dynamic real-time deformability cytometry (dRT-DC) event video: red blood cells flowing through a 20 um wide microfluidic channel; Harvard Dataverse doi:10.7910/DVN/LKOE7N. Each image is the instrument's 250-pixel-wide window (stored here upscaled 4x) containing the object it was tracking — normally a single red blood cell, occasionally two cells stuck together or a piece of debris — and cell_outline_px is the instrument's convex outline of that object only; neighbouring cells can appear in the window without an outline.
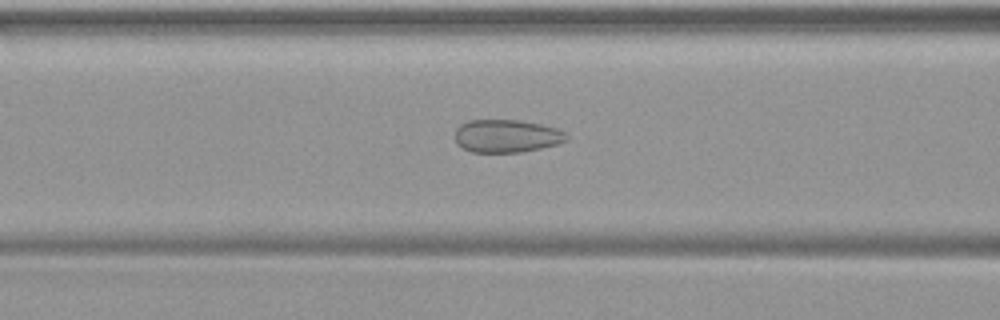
{"species": "common noctule bat (a hibernating species)", "species_latin": "Nyctalus noctula", "temperature_condition": "warm", "stored_images_in_passage": 42, "camera_frame_rate_fps": 3000, "um_per_image_px": 0.085, "animal": {"sex": "female", "body_mass_g": 19.9}, "frame": {"image": 1, "passage_image": 13, "time_ms": 4.0, "image_size_px": [1000, 320], "cell_outline_px": [[568, 140], [556, 144], [540, 148], [520, 152], [472, 152], [456, 144], [456, 128], [460, 124], [468, 120], [520, 120], [540, 124], [556, 128], [564, 132], [568, 136]], "centroid_in_image_um": [43.05, 11.55], "position_along_channel_um": 123.6, "area_um2": 21.33}}
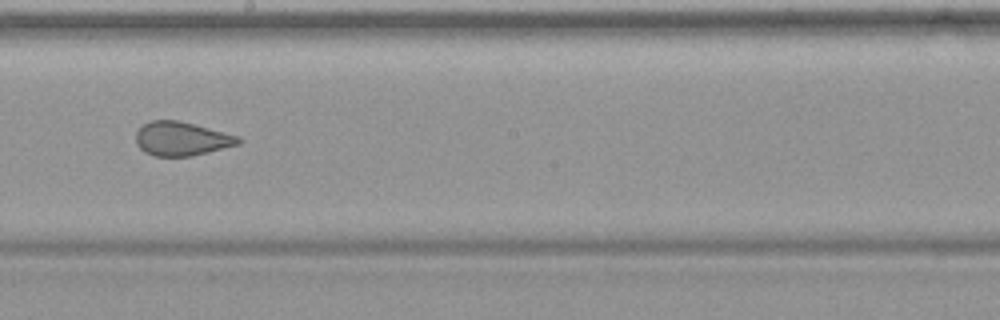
{"frame": {"image": 2, "passage_image": 21, "time_ms": 6.667, "image_size_px": [1000, 320], "cell_outline_px": [[244, 140], [240, 144], [192, 156], [156, 156], [144, 152], [136, 144], [136, 132], [144, 124], [152, 120], [176, 120], [240, 136]], "centroid_in_image_um": [15.45, 11.8], "position_along_channel_um": 232.7, "area_um2": 20.17}}
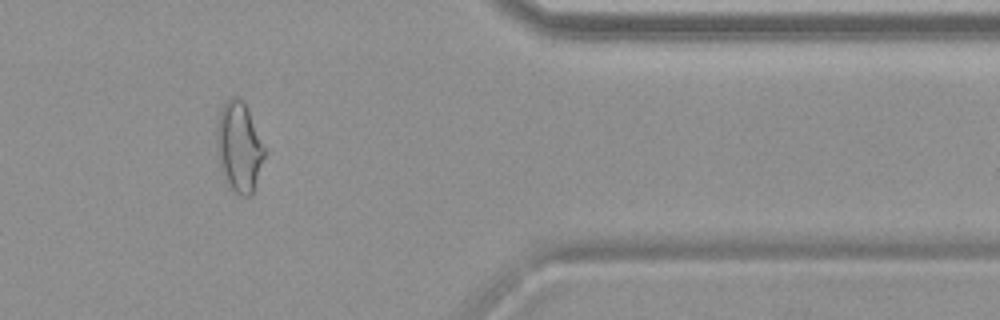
{"frame": {"image": 3, "passage_image": 34, "time_ms": 11.0, "image_size_px": [1000, 320], "cell_outline_px": [[268, 152], [252, 192], [248, 196], [240, 196], [228, 184], [220, 168], [216, 152], [216, 128], [220, 108], [232, 96], [240, 96], [244, 100], [248, 108]], "centroid_in_image_um": [20.34, 12.44], "position_along_channel_um": 391.1, "area_um2": 25.66}}